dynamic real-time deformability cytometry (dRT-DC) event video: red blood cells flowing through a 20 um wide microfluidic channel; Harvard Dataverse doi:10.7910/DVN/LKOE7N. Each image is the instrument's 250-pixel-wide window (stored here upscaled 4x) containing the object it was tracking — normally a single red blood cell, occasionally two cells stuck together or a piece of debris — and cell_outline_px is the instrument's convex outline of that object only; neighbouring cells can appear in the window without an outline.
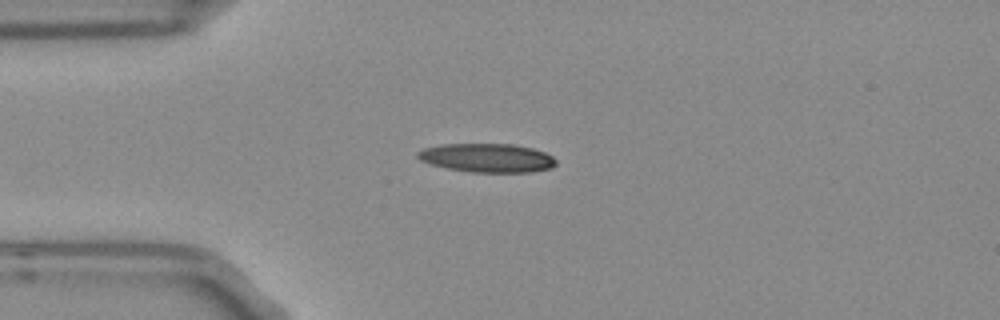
{"species": "Egyptian fruit bat (a non-hibernating species)", "species_latin": "Rousettus aegyptiacus", "temperature_condition": "room temperature", "stored_images_in_passage": 3, "camera_frame_rate_fps": 3000, "um_per_image_px": 0.085, "frame": {"image": 1, "passage_image": 1, "time_ms": 0.0, "image_size_px": [1000, 320], "cell_outline_px": [[556, 164], [552, 168], [532, 172], [472, 172], [448, 168], [428, 164], [420, 160], [416, 156], [416, 152], [424, 148], [440, 144], [512, 144], [532, 148], [544, 152], [552, 156], [556, 160]], "centroid_in_image_um": [41.39, 13.42], "position_along_channel_um": 43.6, "area_um2": 23.29}}
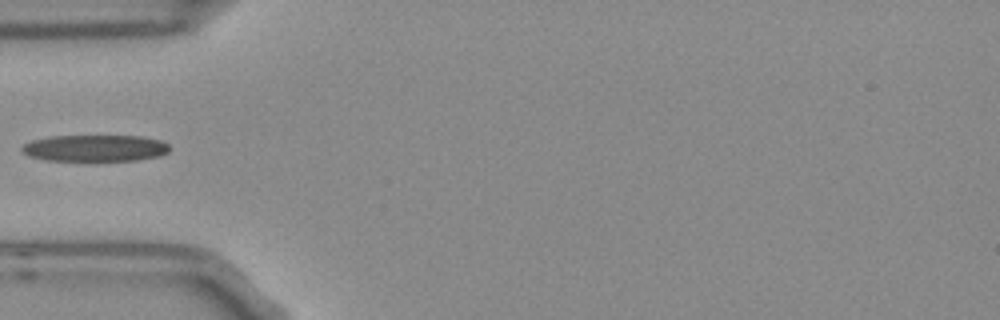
{"frame": {"image": 2, "passage_image": 2, "time_ms": 0.333, "image_size_px": [1000, 320], "cell_outline_px": [[168, 152], [156, 156], [136, 160], [48, 160], [28, 156], [20, 148], [24, 144], [32, 140], [52, 136], [140, 136], [160, 140], [168, 144]], "centroid_in_image_um": [8.05, 12.58], "position_along_channel_um": 76.9, "area_um2": 22.54}}
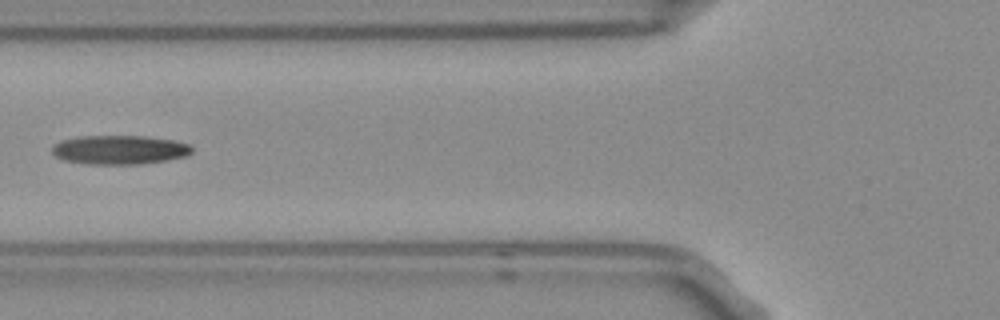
{"frame": {"image": 3, "passage_image": 3, "time_ms": 0.667, "image_size_px": [1000, 320], "cell_outline_px": [[192, 152], [188, 156], [164, 160], [136, 164], [88, 164], [64, 160], [56, 156], [52, 152], [52, 144], [60, 140], [80, 136], [144, 136], [172, 140], [188, 144], [192, 148]], "centroid_in_image_um": [10.12, 12.72], "position_along_channel_um": 115.7, "area_um2": 23.58}}